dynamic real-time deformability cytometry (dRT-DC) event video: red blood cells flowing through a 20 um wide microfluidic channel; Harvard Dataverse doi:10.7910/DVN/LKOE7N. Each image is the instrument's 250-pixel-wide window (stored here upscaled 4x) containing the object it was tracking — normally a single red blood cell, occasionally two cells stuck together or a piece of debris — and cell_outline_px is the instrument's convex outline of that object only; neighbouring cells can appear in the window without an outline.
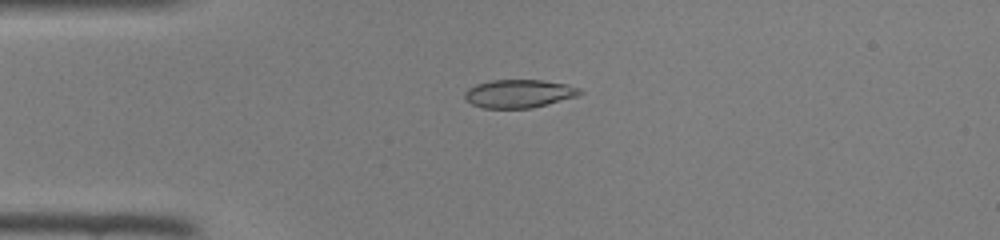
{"species": "common noctule bat (a hibernating species)", "species_latin": "Nyctalus noctula", "temperature_condition": "room temperature", "stored_images_in_passage": 38, "camera_frame_rate_fps": 3000, "um_per_image_px": 0.085, "animal": {"sex": "female", "body_mass_g": 22.0, "forearm_length_mm": 56.7}, "frame": {"image": 1, "passage_image": 3, "time_ms": 0.667, "image_size_px": [1000, 240], "cell_outline_px": [[584, 92], [576, 96], [548, 104], [532, 108], [484, 108], [472, 104], [464, 100], [464, 92], [468, 88], [476, 84], [492, 80], [544, 80], [564, 84], [580, 88]], "centroid_in_image_um": [44.08, 7.96], "position_along_channel_um": 40.9, "area_um2": 18.96}}
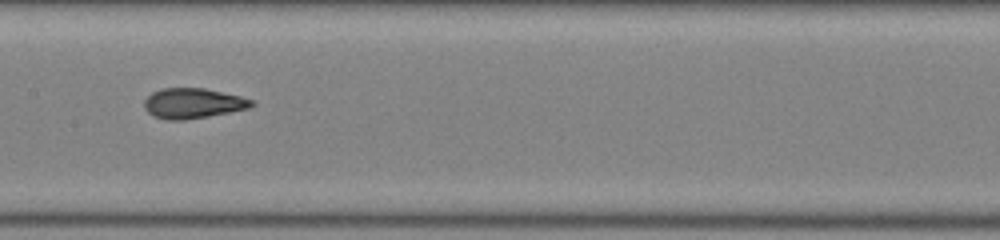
{"frame": {"image": 2, "passage_image": 15, "time_ms": 4.667, "image_size_px": [1000, 240], "cell_outline_px": [[256, 104], [248, 108], [208, 116], [184, 120], [168, 120], [152, 116], [144, 108], [144, 100], [152, 92], [160, 88], [204, 88], [240, 96], [256, 100]], "centroid_in_image_um": [16.39, 8.78], "position_along_channel_um": 191.0, "area_um2": 18.96}}
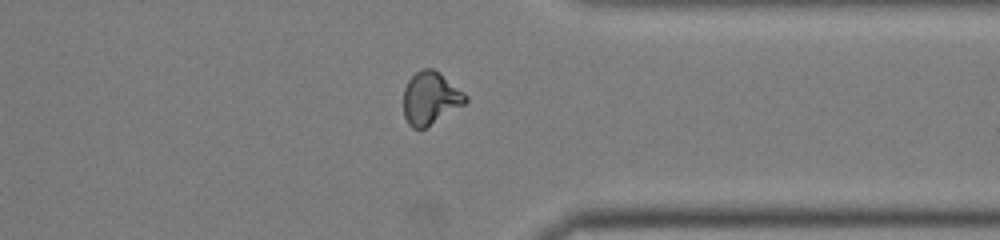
{"frame": {"image": 3, "passage_image": 28, "time_ms": 9.0, "image_size_px": [1000, 240], "cell_outline_px": [[468, 100], [464, 104], [424, 128], [412, 128], [408, 124], [404, 116], [404, 88], [408, 80], [416, 72], [424, 68], [432, 68], [464, 92], [468, 96]], "centroid_in_image_um": [36.57, 8.34], "position_along_channel_um": 374.8, "area_um2": 18.67}}